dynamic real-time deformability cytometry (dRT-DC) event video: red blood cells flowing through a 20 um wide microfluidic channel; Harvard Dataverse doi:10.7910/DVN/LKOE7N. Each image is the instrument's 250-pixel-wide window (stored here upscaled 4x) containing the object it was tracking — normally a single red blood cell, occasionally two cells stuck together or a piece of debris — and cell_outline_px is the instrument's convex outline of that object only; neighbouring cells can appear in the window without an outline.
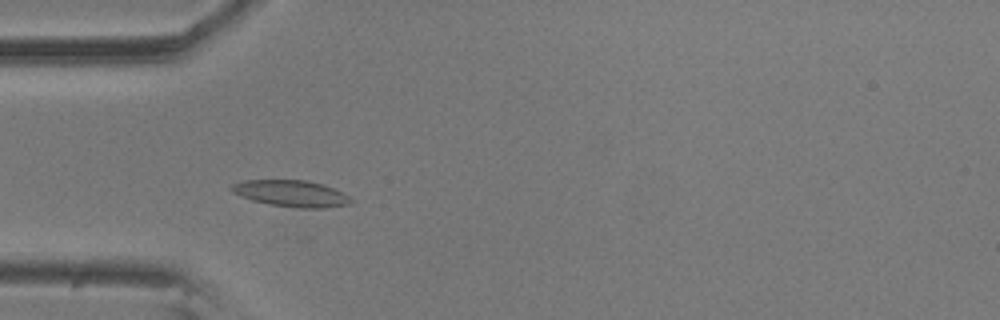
{"species": "common noctule bat (a hibernating species)", "species_latin": "Nyctalus noctula", "temperature_condition": "room temperature", "stored_images_in_passage": 48, "camera_frame_rate_fps": 3000, "um_per_image_px": 0.085, "animal": {"sex": "male", "body_mass_g": 20.5, "forearm_length_mm": 52.5}, "frame": {"image": 1, "passage_image": 8, "time_ms": 2.333, "image_size_px": [1000, 320], "cell_outline_px": [[352, 204], [324, 208], [300, 208], [268, 204], [252, 200], [232, 192], [228, 188], [232, 184], [244, 180], [304, 180], [320, 184], [332, 188], [348, 196], [352, 200]], "centroid_in_image_um": [24.72, 16.45], "position_along_channel_um": 60.3, "area_um2": 18.26}}
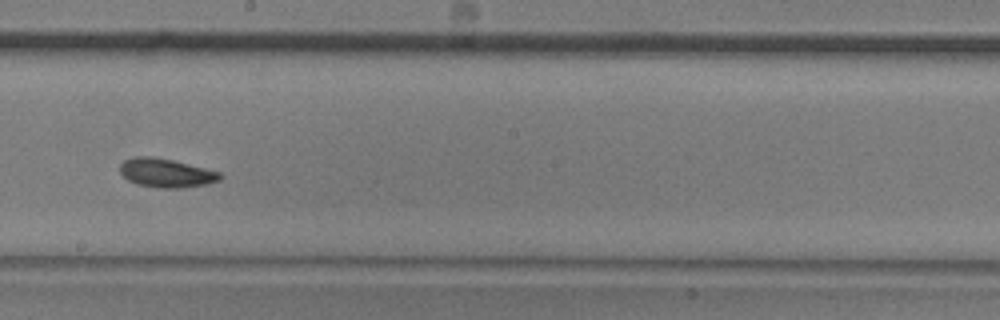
{"frame": {"image": 2, "passage_image": 23, "time_ms": 7.333, "image_size_px": [1000, 320], "cell_outline_px": [[224, 176], [220, 180], [208, 184], [180, 188], [156, 188], [136, 184], [128, 180], [120, 172], [120, 164], [124, 160], [136, 156], [152, 156], [172, 160], [220, 172]], "centroid_in_image_um": [14.12, 14.71], "position_along_channel_um": 234.1, "area_um2": 16.88}}
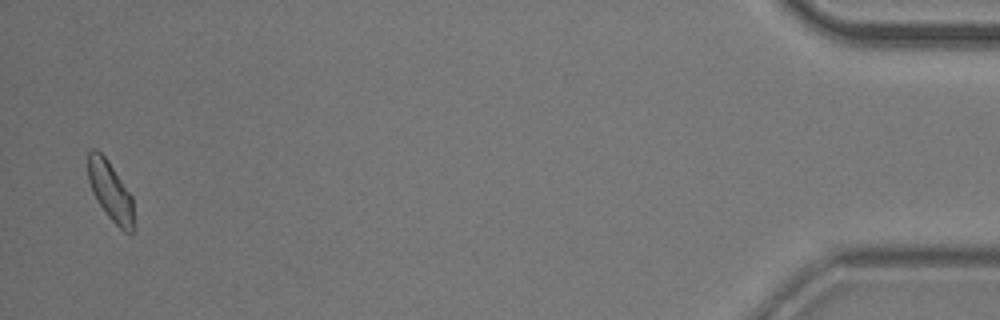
{"frame": {"image": 3, "passage_image": 47, "time_ms": 15.333, "image_size_px": [1000, 320], "cell_outline_px": [[136, 228], [132, 232], [124, 232], [108, 216], [96, 200], [92, 192], [88, 180], [88, 152], [92, 148], [96, 148], [108, 160], [132, 196]], "centroid_in_image_um": [9.4, 16.27], "position_along_channel_um": 425.8, "area_um2": 16.07}, "authors_computed_cell_mechanics": {"area_um2": 16.3574, "velocity_mm_per_s": 3.5077, "shape_relaxation_time_tau1_ms": 5.5159, "shape_relaxation_time_tau2_ms": 4.2729, "deformation_change_tau1": 0.1046, "deformation_change_tau2": 0.0887}}